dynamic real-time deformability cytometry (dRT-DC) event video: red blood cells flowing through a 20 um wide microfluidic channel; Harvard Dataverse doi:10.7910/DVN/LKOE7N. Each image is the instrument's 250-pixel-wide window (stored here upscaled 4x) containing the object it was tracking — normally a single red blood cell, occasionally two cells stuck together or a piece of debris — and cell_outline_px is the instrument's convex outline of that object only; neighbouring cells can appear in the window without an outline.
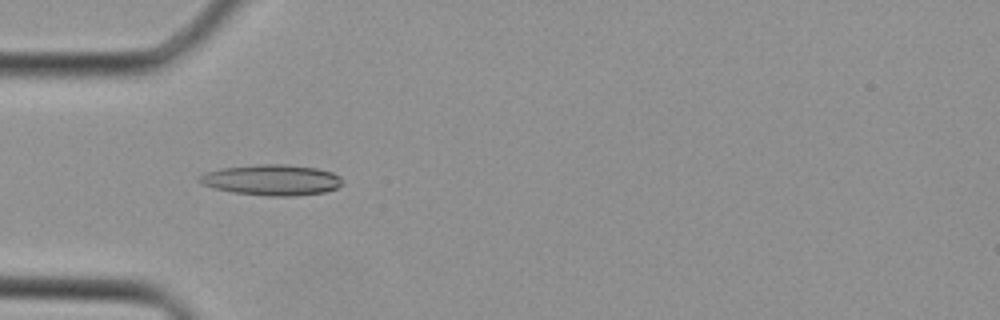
{"species": "Egyptian fruit bat (a non-hibernating species)", "species_latin": "Rousettus aegyptiacus", "temperature_condition": "cold", "stored_images_in_passage": 20, "camera_frame_rate_fps": 3000, "um_per_image_px": 0.085, "animal": {"sex": "female"}, "frame": {"image": 1, "passage_image": 5, "time_ms": 1.333, "image_size_px": [1000, 320], "cell_outline_px": [[344, 184], [336, 188], [324, 192], [292, 196], [268, 196], [232, 192], [212, 188], [200, 184], [196, 180], [196, 176], [204, 172], [220, 168], [260, 164], [284, 164], [316, 168], [332, 172], [340, 176], [344, 180]], "centroid_in_image_um": [23.05, 15.29], "position_along_channel_um": 62.0, "area_um2": 26.01}}
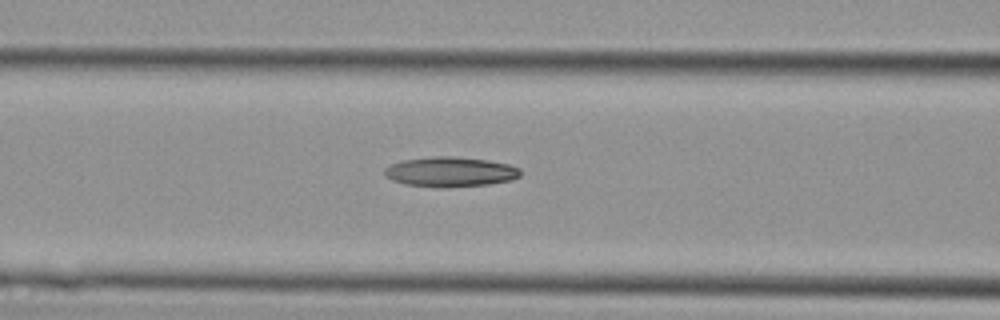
{"frame": {"image": 2, "passage_image": 9, "time_ms": 2.667, "image_size_px": [1000, 320], "cell_outline_px": [[520, 176], [512, 180], [488, 184], [404, 184], [392, 180], [384, 176], [384, 168], [392, 164], [404, 160], [432, 156], [452, 156], [488, 160], [508, 164], [520, 168]], "centroid_in_image_um": [38.29, 14.55], "position_along_channel_um": 128.3, "area_um2": 22.54}}
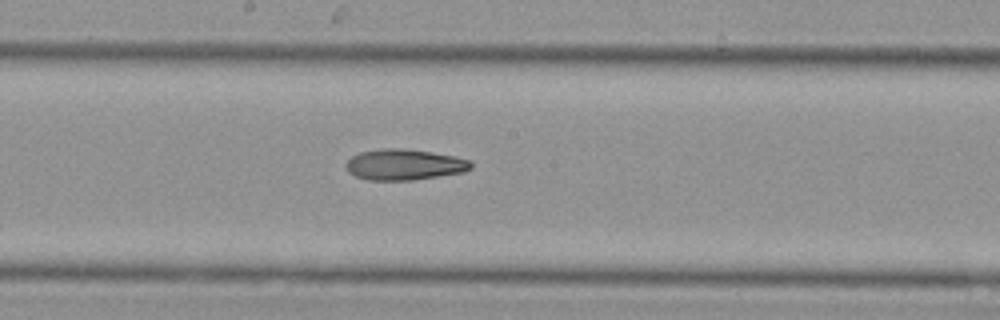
{"frame": {"image": 3, "passage_image": 14, "time_ms": 4.333, "image_size_px": [1000, 320], "cell_outline_px": [[472, 168], [464, 172], [412, 180], [368, 180], [356, 176], [348, 172], [344, 164], [352, 156], [360, 152], [384, 148], [404, 148], [432, 152], [456, 156], [472, 160]], "centroid_in_image_um": [34.38, 13.98], "position_along_channel_um": 213.8, "area_um2": 22.66}}